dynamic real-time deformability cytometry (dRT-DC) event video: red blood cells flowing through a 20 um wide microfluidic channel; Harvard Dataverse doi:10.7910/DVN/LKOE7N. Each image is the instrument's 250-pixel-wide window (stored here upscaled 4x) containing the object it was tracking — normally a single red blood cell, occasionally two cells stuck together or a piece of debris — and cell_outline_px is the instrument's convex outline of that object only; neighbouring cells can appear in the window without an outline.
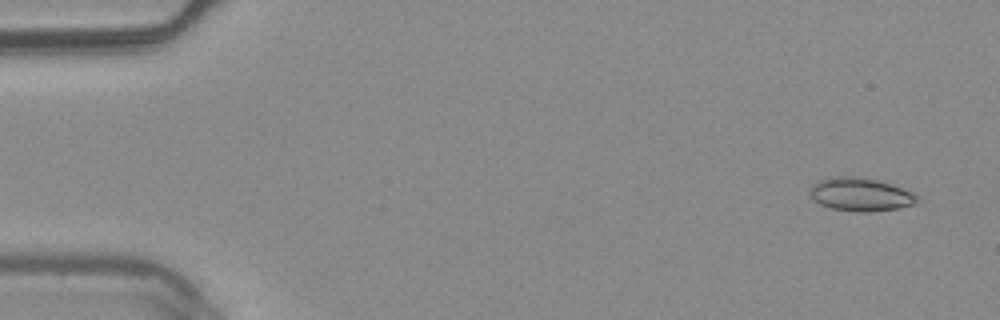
{"species": "common noctule bat (a hibernating species)", "species_latin": "Nyctalus noctula", "temperature_condition": "warm", "stored_images_in_passage": 7, "camera_frame_rate_fps": 3000, "um_per_image_px": 0.085, "animal": {"sex": "male", "body_mass_g": 20.4}, "frame": {"image": 1, "passage_image": 1, "time_ms": 0.0, "image_size_px": [1000, 320], "cell_outline_px": [[924, 200], [916, 204], [900, 208], [868, 212], [860, 212], [832, 208], [820, 204], [812, 200], [808, 196], [808, 192], [812, 184], [820, 180], [840, 176], [852, 176], [880, 180], [892, 184], [912, 192]], "centroid_in_image_um": [73.17, 16.53], "position_along_channel_um": 11.8, "area_um2": 21.15}}
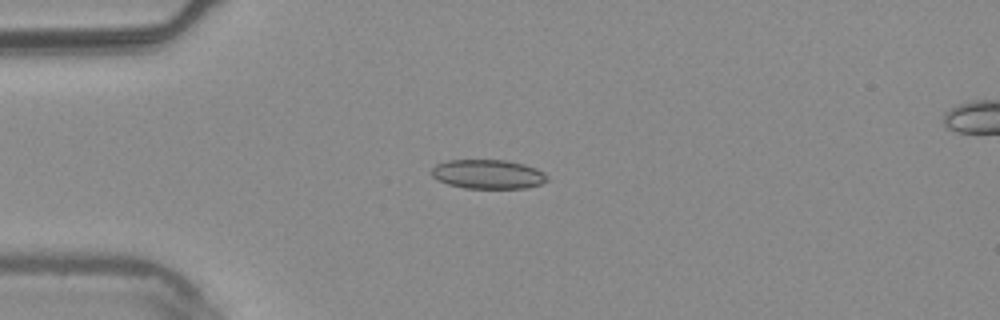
{"frame": {"image": 2, "passage_image": 4, "time_ms": 1.0, "image_size_px": [1000, 320], "cell_outline_px": [[548, 180], [540, 184], [524, 188], [464, 188], [448, 184], [432, 176], [432, 168], [436, 164], [448, 160], [508, 160], [524, 164], [536, 168], [544, 172], [548, 176]], "centroid_in_image_um": [41.5, 14.8], "position_along_channel_um": 43.5, "area_um2": 19.65}}
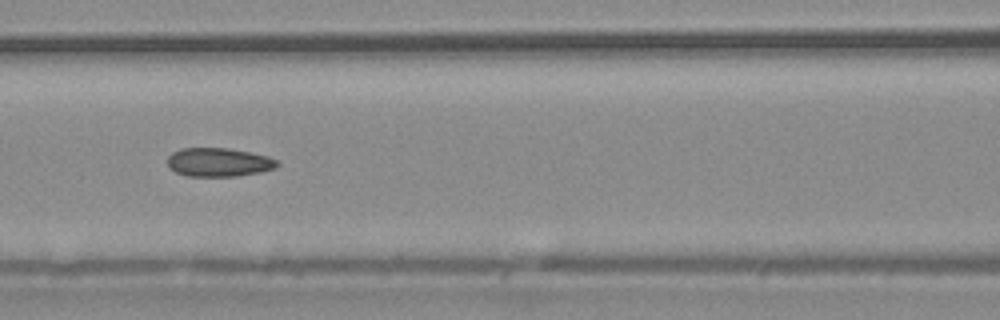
{"frame": {"image": 3, "passage_image": 7, "time_ms": 2.0, "image_size_px": [1000, 320], "cell_outline_px": [[280, 164], [276, 168], [260, 172], [236, 176], [188, 176], [176, 172], [168, 168], [168, 156], [172, 152], [180, 148], [228, 148], [268, 156], [276, 160]], "centroid_in_image_um": [18.57, 13.79], "position_along_channel_um": 148.0, "area_um2": 18.38}}